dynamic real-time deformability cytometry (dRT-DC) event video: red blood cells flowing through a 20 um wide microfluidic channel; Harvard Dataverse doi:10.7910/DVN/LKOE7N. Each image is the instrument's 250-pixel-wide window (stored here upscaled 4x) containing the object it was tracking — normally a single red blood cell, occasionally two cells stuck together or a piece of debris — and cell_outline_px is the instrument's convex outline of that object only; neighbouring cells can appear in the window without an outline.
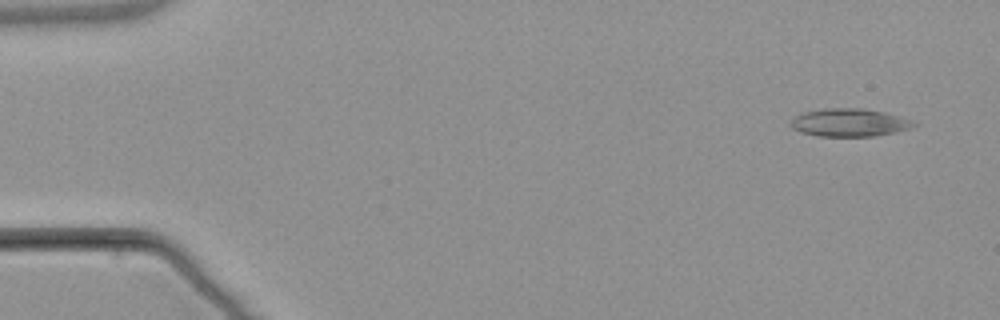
{"species": "common noctule bat (a hibernating species)", "species_latin": "Nyctalus noctula", "temperature_condition": "warm", "stored_images_in_passage": 4, "camera_frame_rate_fps": 3000, "um_per_image_px": 0.085, "animal": {"sex": "male", "body_mass_g": 21.5, "forearm_length_mm": 52.0}, "frame": {"image": 1, "passage_image": 1, "time_ms": 0.0, "image_size_px": [1000, 320], "cell_outline_px": [[920, 124], [912, 128], [896, 132], [876, 136], [816, 136], [800, 132], [792, 128], [788, 124], [796, 116], [804, 112], [824, 108], [864, 108], [884, 112]], "centroid_in_image_um": [72.18, 10.42], "position_along_channel_um": 12.8, "area_um2": 20.06}}